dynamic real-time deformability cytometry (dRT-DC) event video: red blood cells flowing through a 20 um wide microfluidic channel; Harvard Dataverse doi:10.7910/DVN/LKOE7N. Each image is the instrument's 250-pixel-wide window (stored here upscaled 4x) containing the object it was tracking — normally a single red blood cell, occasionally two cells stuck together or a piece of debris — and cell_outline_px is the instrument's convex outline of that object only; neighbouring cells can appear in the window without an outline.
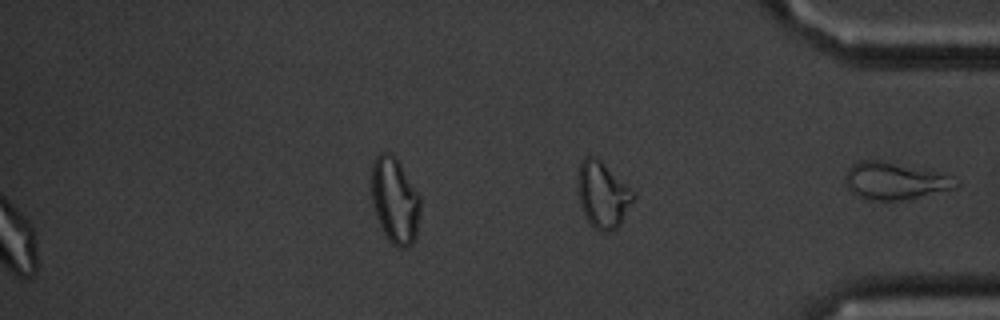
{"species": "common noctule bat (a hibernating species)", "species_latin": "Nyctalus noctula", "temperature_condition": "cold", "stored_images_in_passage": 57, "segment_of_instrument_passage": [2, 2], "camera_frame_rate_fps": 3000, "um_per_image_px": 0.085, "animal": {"sex": "male", "body_mass_g": 20.1, "forearm_length_mm": 53.5}, "frame": {"image": 1, "passage_image": 57, "time_ms": 18.667, "image_size_px": [1000, 320], "cell_outline_px": [[960, 184], [956, 188], [900, 200], [868, 200], [856, 196], [844, 184], [844, 176], [848, 168], [852, 164], [860, 160], [876, 160], [952, 176]], "centroid_in_image_um": [75.97, 15.39], "position_along_channel_um": 359.2, "area_um2": 23.47}}